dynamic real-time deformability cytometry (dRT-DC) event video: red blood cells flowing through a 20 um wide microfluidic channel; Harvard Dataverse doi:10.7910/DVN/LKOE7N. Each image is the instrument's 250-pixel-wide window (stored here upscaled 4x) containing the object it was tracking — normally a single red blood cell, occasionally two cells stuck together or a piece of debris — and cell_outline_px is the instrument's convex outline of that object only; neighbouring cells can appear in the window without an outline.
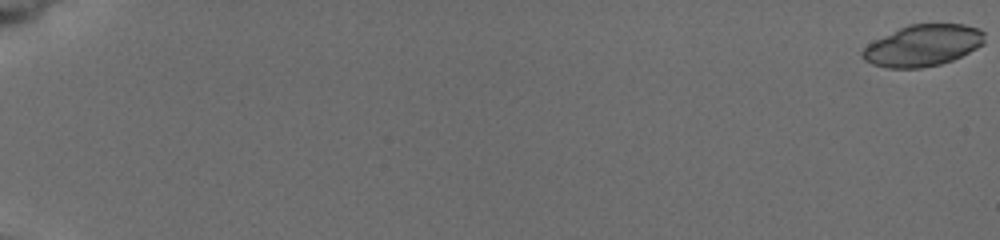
{"species": "common noctule bat (a hibernating species)", "species_latin": "Nyctalus noctula", "temperature_condition": "cold", "stored_images_in_passage": 9, "camera_frame_rate_fps": 3000, "um_per_image_px": 0.085, "animal": {"sex": "female", "body_mass_g": 19.5, "forearm_length_mm": 54.1}, "frame": {"image": 1, "passage_image": 1, "time_ms": 0.0, "image_size_px": [1000, 240], "cell_outline_px": [[984, 44], [952, 60], [940, 64], [920, 68], [888, 68], [872, 64], [864, 60], [860, 56], [860, 52], [868, 44], [908, 24], [964, 24], [980, 28], [984, 32]], "centroid_in_image_um": [78.45, 3.87], "position_along_channel_um": 6.6, "area_um2": 29.36}}
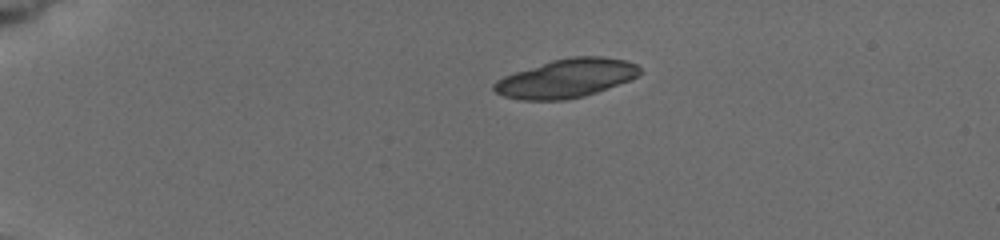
{"frame": {"image": 2, "passage_image": 6, "time_ms": 4.667, "image_size_px": [1000, 240], "cell_outline_px": [[644, 72], [628, 80], [596, 92], [584, 96], [564, 100], [520, 100], [504, 96], [496, 92], [492, 88], [492, 84], [496, 80], [504, 76], [552, 60], [572, 56], [600, 56], [628, 60], [636, 64]], "centroid_in_image_um": [48.14, 6.65], "position_along_channel_um": 36.9, "area_um2": 32.71}}